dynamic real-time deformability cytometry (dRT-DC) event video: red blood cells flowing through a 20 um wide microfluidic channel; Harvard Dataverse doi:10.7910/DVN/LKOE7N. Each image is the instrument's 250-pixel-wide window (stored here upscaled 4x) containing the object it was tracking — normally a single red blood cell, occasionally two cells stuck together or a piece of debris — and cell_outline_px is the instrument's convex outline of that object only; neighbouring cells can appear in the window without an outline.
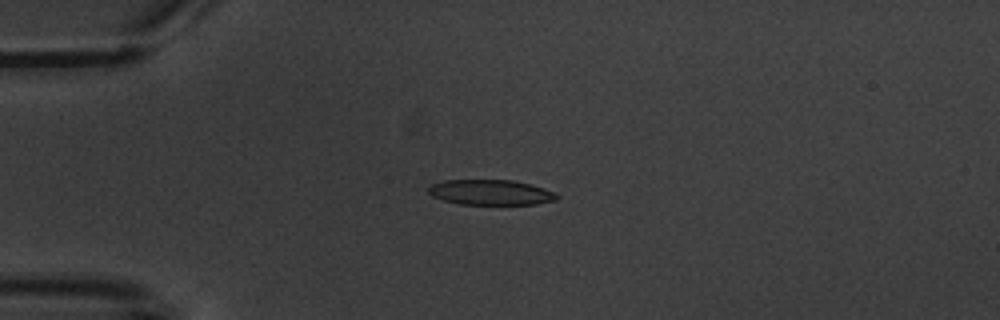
{"species": "common noctule bat (a hibernating species)", "species_latin": "Nyctalus noctula", "temperature_condition": "warm", "stored_images_in_passage": 3, "camera_frame_rate_fps": 3000, "um_per_image_px": 0.085, "animal": {"sex": "male", "body_mass_g": 20.1, "forearm_length_mm": 53.5}, "frame": {"image": 1, "passage_image": 1, "time_ms": 0.0, "image_size_px": [1000, 320], "cell_outline_px": [[560, 196], [556, 200], [536, 204], [460, 204], [444, 200], [432, 196], [428, 192], [428, 188], [432, 184], [444, 180], [512, 180], [532, 184], [544, 188]], "centroid_in_image_um": [41.71, 16.34], "position_along_channel_um": 43.3, "area_um2": 18.84}}